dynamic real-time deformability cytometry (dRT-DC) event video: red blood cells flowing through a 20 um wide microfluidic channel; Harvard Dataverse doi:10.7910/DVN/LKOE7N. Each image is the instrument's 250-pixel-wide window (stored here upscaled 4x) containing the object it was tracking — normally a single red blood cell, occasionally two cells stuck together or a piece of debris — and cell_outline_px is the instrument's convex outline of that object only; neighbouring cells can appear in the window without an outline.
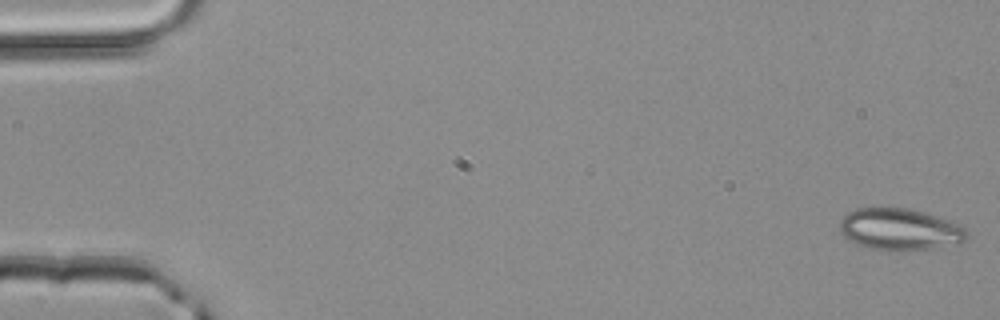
{"species": "common noctule bat (a hibernating species)", "species_latin": "Nyctalus noctula", "temperature_condition": "room temperature", "stored_images_in_passage": 4, "camera_frame_rate_fps": 3000, "um_per_image_px": 0.085, "animal": {"sex": "male", "body_mass_g": 20.4}, "frame": {"image": 1, "passage_image": 1, "time_ms": 0.0, "image_size_px": [1000, 320], "cell_outline_px": [[968, 236], [960, 244], [904, 252], [900, 252], [872, 248], [856, 244], [844, 236], [840, 232], [840, 220], [848, 212], [856, 208], [904, 208], [936, 216], [960, 224], [968, 232]], "centroid_in_image_um": [76.5, 19.52], "position_along_channel_um": 8.5, "area_um2": 30.98}}